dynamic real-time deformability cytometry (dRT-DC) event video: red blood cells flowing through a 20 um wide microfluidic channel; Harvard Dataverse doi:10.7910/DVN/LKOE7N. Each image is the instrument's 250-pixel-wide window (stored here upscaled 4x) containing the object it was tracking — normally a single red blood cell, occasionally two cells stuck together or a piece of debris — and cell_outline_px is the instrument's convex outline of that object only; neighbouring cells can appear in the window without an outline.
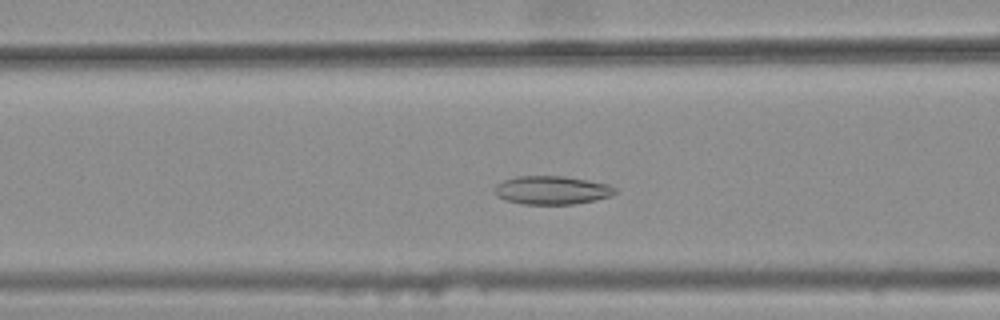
{"species": "common noctule bat (a hibernating species)", "species_latin": "Nyctalus noctula", "temperature_condition": "warm", "stored_images_in_passage": 29, "camera_frame_rate_fps": 3000, "um_per_image_px": 0.085, "animal": {"sex": "female", "body_mass_g": 25.1}, "frame": {"image": 1, "passage_image": 6, "time_ms": 1.667, "image_size_px": [1000, 320], "cell_outline_px": [[616, 192], [612, 196], [596, 200], [572, 204], [520, 204], [504, 200], [496, 196], [496, 184], [504, 180], [516, 176], [564, 176], [588, 180], [608, 184], [616, 188]], "centroid_in_image_um": [46.91, 16.17], "position_along_channel_um": 119.7, "area_um2": 20.06}}
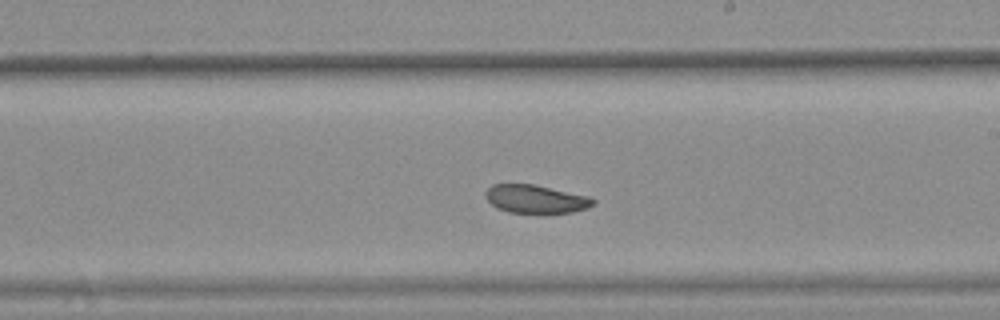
{"frame": {"image": 2, "passage_image": 16, "time_ms": 5.0, "image_size_px": [1000, 320], "cell_outline_px": [[596, 204], [588, 208], [572, 212], [544, 216], [508, 212], [496, 208], [488, 200], [488, 188], [492, 184], [532, 184], [588, 196], [596, 200]], "centroid_in_image_um": [45.6, 16.98], "position_along_channel_um": 243.4, "area_um2": 18.26}}
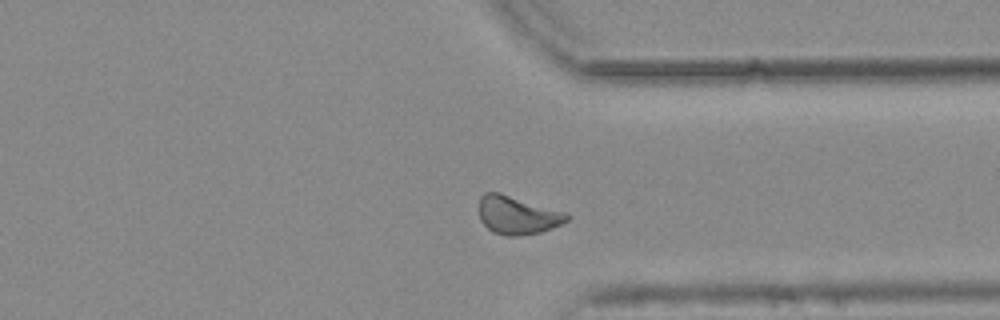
{"frame": {"image": 3, "passage_image": 26, "time_ms": 8.333, "image_size_px": [1000, 320], "cell_outline_px": [[572, 216], [568, 220], [552, 228], [540, 232], [516, 236], [504, 236], [492, 232], [480, 220], [480, 196], [484, 192], [500, 192], [568, 212]], "centroid_in_image_um": [44.01, 18.28], "position_along_channel_um": 367.4, "area_um2": 19.83}, "authors_computed_cell_mechanics": {"area_um2": 19.0162, "velocity_mm_per_s": 3.727, "shape_relaxation_time_tau1_ms": null, "shape_relaxation_time_tau2_ms": 3.4415, "deformation_change_tau1": null, "deformation_change_tau2": 0.091}}